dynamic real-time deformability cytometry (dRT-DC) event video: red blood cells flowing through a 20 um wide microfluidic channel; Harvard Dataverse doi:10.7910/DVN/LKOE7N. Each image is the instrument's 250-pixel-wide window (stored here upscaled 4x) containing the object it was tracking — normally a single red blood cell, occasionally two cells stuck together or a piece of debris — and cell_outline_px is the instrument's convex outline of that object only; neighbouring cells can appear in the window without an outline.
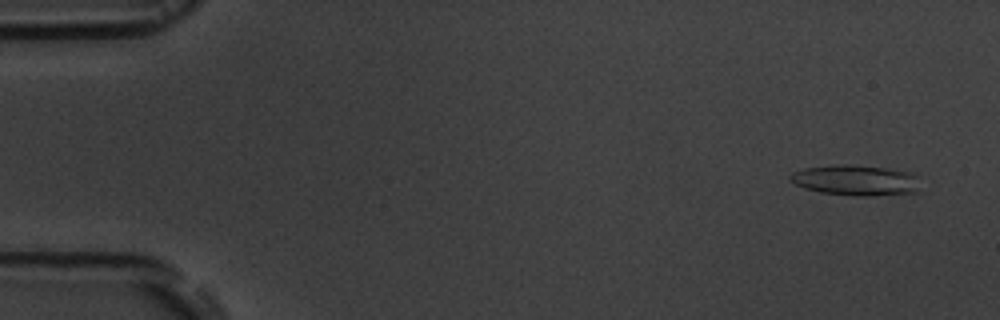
{"species": "common noctule bat (a hibernating species)", "species_latin": "Nyctalus noctula", "temperature_condition": "room temperature", "stored_images_in_passage": 6, "segment_of_instrument_passage": [1, 2], "camera_frame_rate_fps": 3000, "um_per_image_px": 0.085, "animal": {"sex": "male", "body_mass_g": 19.5, "forearm_length_mm": 54.6}, "frame": {"image": 1, "passage_image": 1, "time_ms": 0.0, "image_size_px": [1000, 320], "cell_outline_px": [[920, 192], [868, 196], [860, 196], [820, 192], [804, 188], [788, 180], [788, 176], [792, 172], [804, 168], [840, 164], [848, 164], [888, 168], [912, 172], [916, 176]], "centroid_in_image_um": [72.73, 15.31], "position_along_channel_um": 12.3, "area_um2": 23.29}}
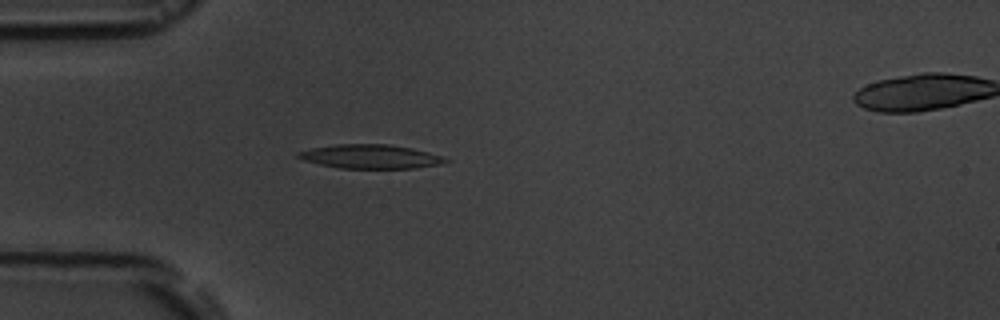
{"frame": {"image": 2, "passage_image": 5, "time_ms": 4.333, "image_size_px": [1000, 320], "cell_outline_px": [[452, 160], [440, 164], [416, 168], [340, 168], [320, 164], [304, 160], [296, 156], [296, 152], [312, 148], [336, 144], [392, 144], [412, 148], [428, 152]], "centroid_in_image_um": [31.49, 13.3], "position_along_channel_um": 53.5, "area_um2": 20.52}}